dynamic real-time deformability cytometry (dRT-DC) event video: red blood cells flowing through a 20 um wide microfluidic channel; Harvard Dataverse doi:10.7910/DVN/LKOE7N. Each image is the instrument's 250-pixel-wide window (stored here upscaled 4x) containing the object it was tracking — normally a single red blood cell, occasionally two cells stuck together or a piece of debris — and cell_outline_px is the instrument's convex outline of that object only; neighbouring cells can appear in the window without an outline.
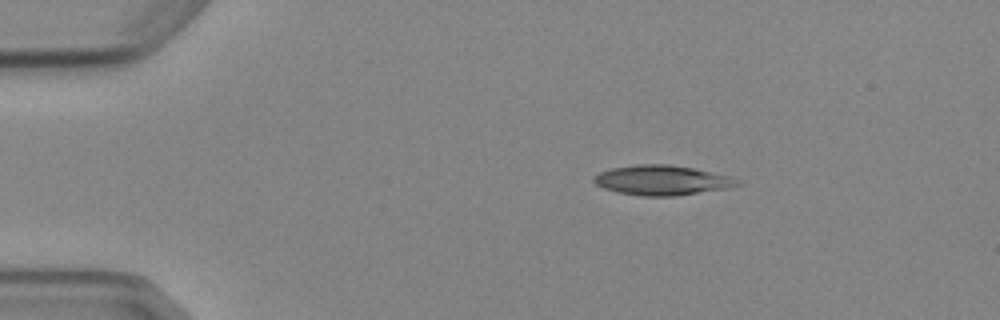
{"species": "Egyptian fruit bat (a non-hibernating species)", "species_latin": "Rousettus aegyptiacus", "temperature_condition": "cold", "stored_images_in_passage": 3, "camera_frame_rate_fps": 3000, "um_per_image_px": 0.085, "animal": {"sex": "female"}, "frame": {"image": 1, "passage_image": 1, "time_ms": 0.0, "image_size_px": [1000, 320], "cell_outline_px": [[744, 184], [728, 188], [676, 196], [640, 196], [616, 192], [604, 188], [596, 184], [592, 180], [592, 176], [600, 172], [612, 168], [636, 164], [668, 164], [692, 168], [728, 176], [740, 180]], "centroid_in_image_um": [56.25, 15.33], "position_along_channel_um": 28.7, "area_um2": 25.03}}
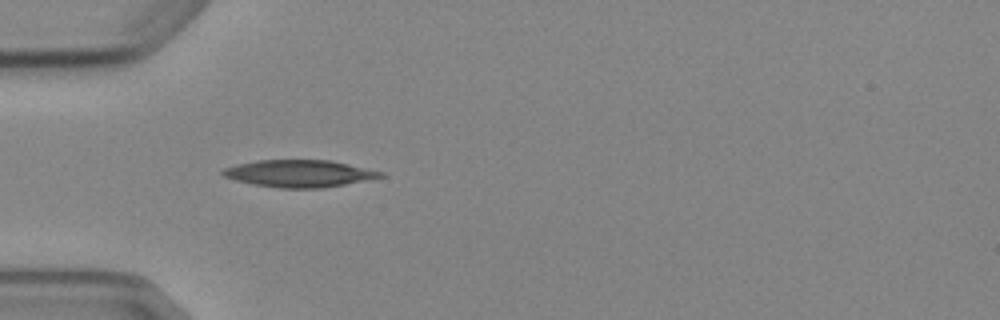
{"frame": {"image": 2, "passage_image": 3, "time_ms": 2.333, "image_size_px": [1000, 320], "cell_outline_px": [[384, 176], [344, 184], [320, 188], [280, 188], [252, 184], [236, 180], [224, 176], [220, 172], [224, 168], [236, 164], [256, 160], [328, 160], [348, 164], [384, 172]], "centroid_in_image_um": [25.38, 14.74], "position_along_channel_um": 59.6, "area_um2": 24.68}}